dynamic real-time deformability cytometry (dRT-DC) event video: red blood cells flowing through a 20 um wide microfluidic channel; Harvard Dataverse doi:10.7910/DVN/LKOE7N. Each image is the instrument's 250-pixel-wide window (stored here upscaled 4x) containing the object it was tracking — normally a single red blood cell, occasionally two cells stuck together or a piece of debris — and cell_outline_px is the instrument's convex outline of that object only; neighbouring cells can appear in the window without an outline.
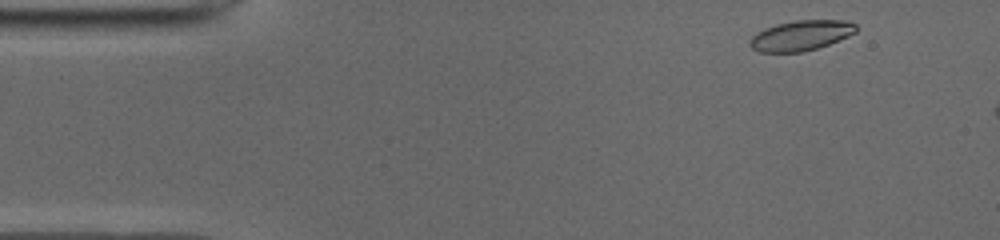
{"species": "common noctule bat (a hibernating species)", "species_latin": "Nyctalus noctula", "temperature_condition": "cold", "stored_images_in_passage": 6, "camera_frame_rate_fps": 3000, "um_per_image_px": 0.085, "animal": {"sex": "male", "body_mass_g": 19.0, "forearm_length_mm": 50.8}, "frame": {"image": 1, "passage_image": 1, "time_ms": 0.0, "image_size_px": [1000, 240], "cell_outline_px": [[856, 32], [848, 36], [828, 44], [804, 52], [760, 52], [752, 48], [748, 44], [748, 40], [756, 32], [764, 28], [776, 24], [796, 20], [848, 20], [856, 24]], "centroid_in_image_um": [68.05, 3.01], "position_along_channel_um": 17.0, "area_um2": 18.79}}